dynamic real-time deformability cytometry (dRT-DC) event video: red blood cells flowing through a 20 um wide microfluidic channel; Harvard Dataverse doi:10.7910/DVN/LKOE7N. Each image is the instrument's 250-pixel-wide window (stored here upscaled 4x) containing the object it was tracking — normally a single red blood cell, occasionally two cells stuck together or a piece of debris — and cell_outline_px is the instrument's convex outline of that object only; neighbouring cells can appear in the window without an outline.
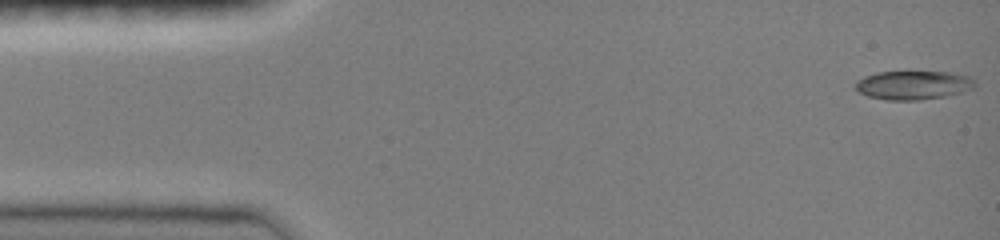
{"species": "common noctule bat (a hibernating species)", "species_latin": "Nyctalus noctula", "temperature_condition": "room temperature", "stored_images_in_passage": 16, "camera_frame_rate_fps": 3000, "um_per_image_px": 0.085, "animal": {"sex": "female", "body_mass_g": 19.0, "forearm_length_mm": 51.5}, "frame": {"image": 1, "passage_image": 1, "time_ms": 0.0, "image_size_px": [1000, 240], "cell_outline_px": [[976, 84], [972, 88], [960, 92], [944, 96], [920, 100], [888, 100], [868, 96], [860, 92], [856, 88], [856, 80], [864, 76], [876, 72], [948, 72], [968, 76]], "centroid_in_image_um": [77.58, 7.23], "position_along_channel_um": 7.4, "area_um2": 19.77}}
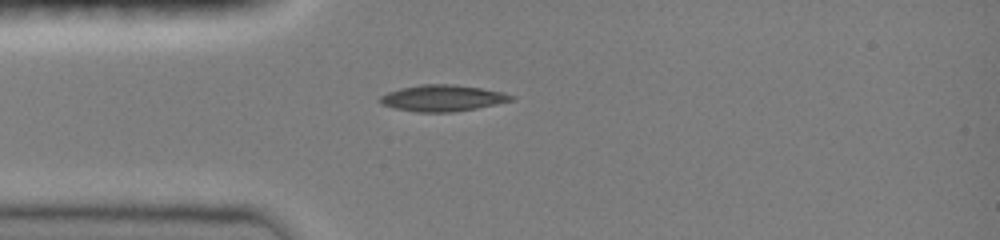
{"frame": {"image": 2, "passage_image": 12, "time_ms": 3.667, "image_size_px": [1000, 240], "cell_outline_px": [[512, 100], [496, 104], [476, 108], [452, 112], [416, 112], [392, 108], [380, 104], [380, 96], [388, 92], [400, 88], [420, 84], [452, 84], [480, 88], [504, 92], [512, 96]], "centroid_in_image_um": [37.55, 8.34], "position_along_channel_um": 47.4, "area_um2": 20.06}}
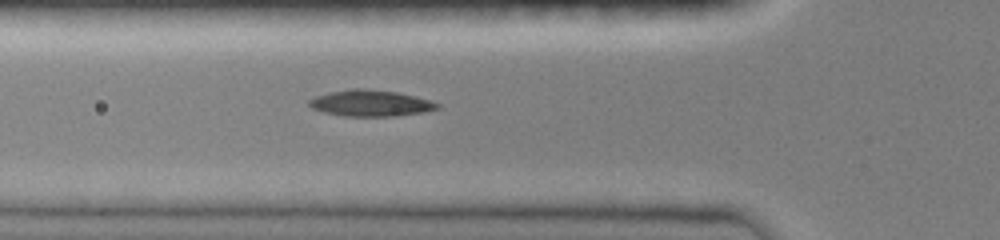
{"frame": {"image": 3, "passage_image": 16, "time_ms": 5.0, "image_size_px": [1000, 240], "cell_outline_px": [[440, 108], [424, 112], [396, 116], [344, 116], [324, 112], [312, 108], [308, 104], [308, 100], [316, 96], [332, 92], [352, 88], [360, 88], [396, 92], [432, 100], [440, 104]], "centroid_in_image_um": [31.53, 8.77], "position_along_channel_um": 94.3, "area_um2": 19.54}}